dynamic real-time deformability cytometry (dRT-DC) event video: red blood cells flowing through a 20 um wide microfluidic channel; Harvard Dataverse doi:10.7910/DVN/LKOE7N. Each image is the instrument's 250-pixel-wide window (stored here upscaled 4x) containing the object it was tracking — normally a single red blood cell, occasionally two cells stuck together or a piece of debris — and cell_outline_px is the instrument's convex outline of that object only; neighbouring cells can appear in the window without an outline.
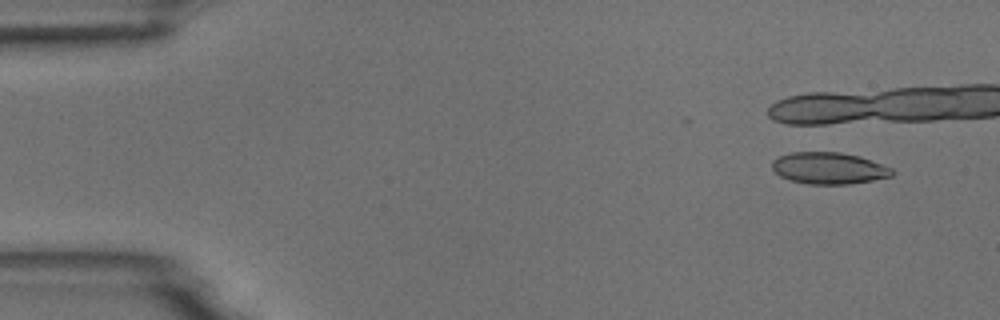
{"species": "common noctule bat (a hibernating species)", "species_latin": "Nyctalus noctula", "temperature_condition": "room temperature", "stored_images_in_passage": 7, "camera_frame_rate_fps": 3000, "um_per_image_px": 0.085, "animal": {"sex": "male", "body_mass_g": 18.8}, "frame": {"image": 1, "passage_image": 1, "time_ms": 0.0, "image_size_px": [1000, 320], "cell_outline_px": [[896, 172], [892, 176], [872, 180], [848, 184], [808, 184], [792, 180], [780, 176], [772, 168], [772, 160], [780, 156], [792, 152], [840, 152], [860, 156], [892, 168]], "centroid_in_image_um": [70.47, 14.29], "position_along_channel_um": 14.5, "area_um2": 22.08}}